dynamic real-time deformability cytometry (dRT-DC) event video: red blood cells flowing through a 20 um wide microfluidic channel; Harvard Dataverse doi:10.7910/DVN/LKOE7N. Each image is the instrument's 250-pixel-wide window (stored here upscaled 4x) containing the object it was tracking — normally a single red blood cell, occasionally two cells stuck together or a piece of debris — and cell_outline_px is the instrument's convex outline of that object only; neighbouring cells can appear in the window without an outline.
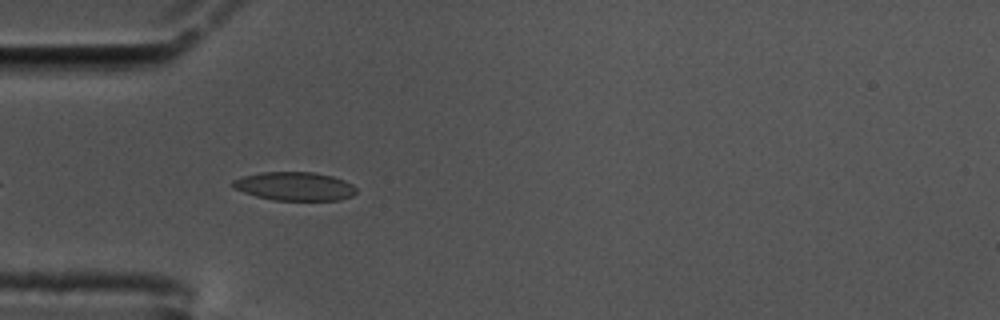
{"species": "common noctule bat (a hibernating species)", "species_latin": "Nyctalus noctula", "temperature_condition": "cold", "stored_images_in_passage": 27, "camera_frame_rate_fps": 3000, "um_per_image_px": 0.085, "animal": {"sex": "male", "body_mass_g": 17.5, "forearm_length_mm": 52.3}, "frame": {"image": 1, "passage_image": 5, "time_ms": 1.333, "image_size_px": [1000, 320], "cell_outline_px": [[356, 192], [352, 196], [340, 200], [276, 200], [256, 196], [232, 188], [232, 180], [244, 176], [260, 172], [316, 172], [332, 176], [344, 180], [352, 184], [356, 188]], "centroid_in_image_um": [25.05, 15.83], "position_along_channel_um": 59.9, "area_um2": 20.58}}
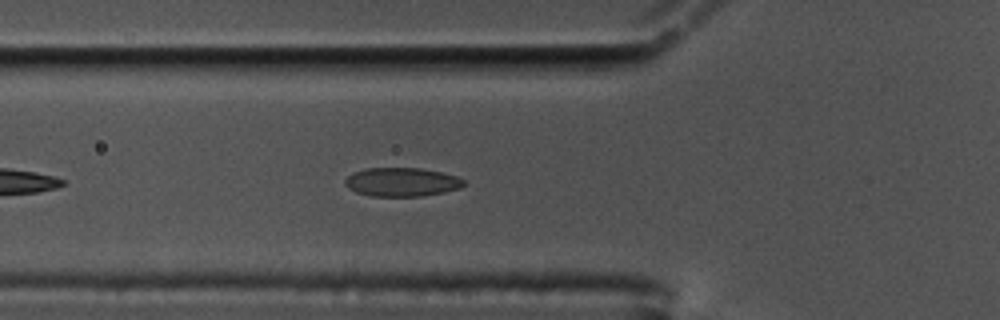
{"frame": {"image": 2, "passage_image": 8, "time_ms": 2.333, "image_size_px": [1000, 320], "cell_outline_px": [[464, 184], [460, 188], [444, 192], [420, 196], [372, 196], [356, 192], [348, 188], [344, 184], [344, 180], [352, 172], [364, 168], [420, 168], [440, 172], [456, 176], [464, 180]], "centroid_in_image_um": [34.11, 15.47], "position_along_channel_um": 91.7, "area_um2": 19.88}}